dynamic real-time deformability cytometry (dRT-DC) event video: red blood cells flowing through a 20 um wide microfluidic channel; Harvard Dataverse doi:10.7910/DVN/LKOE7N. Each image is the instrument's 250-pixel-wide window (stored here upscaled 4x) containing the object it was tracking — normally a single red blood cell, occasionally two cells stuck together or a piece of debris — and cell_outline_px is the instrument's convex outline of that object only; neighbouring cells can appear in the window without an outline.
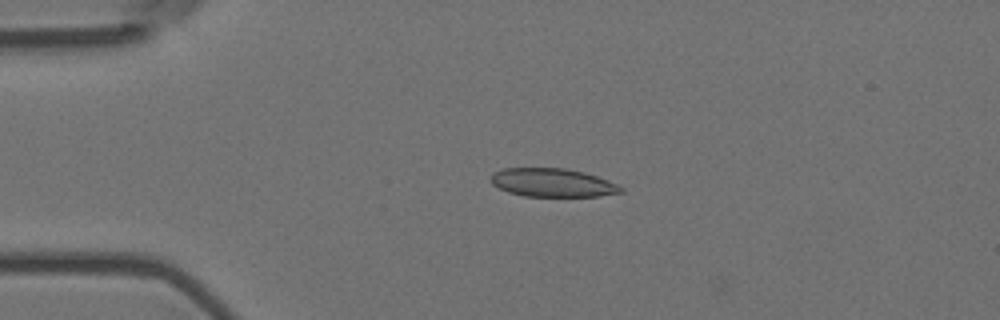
{"species": "Egyptian fruit bat (a non-hibernating species)", "species_latin": "Rousettus aegyptiacus", "temperature_condition": "room temperature", "stored_images_in_passage": 3, "camera_frame_rate_fps": 3000, "um_per_image_px": 0.085, "animal": {"sex": "female"}, "frame": {"image": 1, "passage_image": 2, "time_ms": 0.333, "image_size_px": [1000, 320], "cell_outline_px": [[624, 192], [600, 196], [524, 196], [508, 192], [492, 184], [488, 180], [492, 172], [504, 168], [564, 168], [584, 172], [608, 180], [624, 188]], "centroid_in_image_um": [46.94, 15.52], "position_along_channel_um": 38.1, "area_um2": 21.68}}